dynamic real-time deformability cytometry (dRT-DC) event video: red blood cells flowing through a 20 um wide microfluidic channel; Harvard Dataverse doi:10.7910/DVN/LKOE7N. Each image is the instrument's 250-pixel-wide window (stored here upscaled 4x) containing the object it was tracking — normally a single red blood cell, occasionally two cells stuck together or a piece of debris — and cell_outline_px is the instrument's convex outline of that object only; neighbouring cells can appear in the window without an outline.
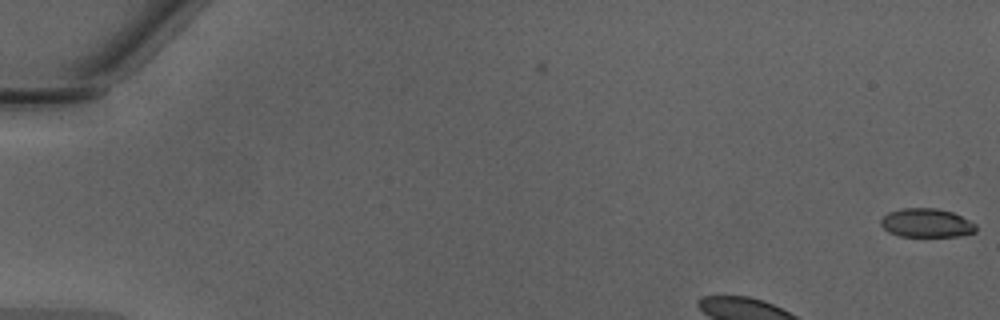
{"species": "Egyptian fruit bat (a non-hibernating species)", "species_latin": "Rousettus aegyptiacus", "temperature_condition": "warm", "stored_images_in_passage": 4, "camera_frame_rate_fps": 3000, "um_per_image_px": 0.085, "animal": {"sex": "male"}, "frame": {"image": 1, "passage_image": 4, "time_ms": 1.0, "image_size_px": [1000, 320], "cell_outline_px": [[976, 232], [960, 236], [900, 236], [888, 232], [880, 224], [880, 220], [888, 212], [900, 208], [936, 208], [952, 212], [976, 224]], "centroid_in_image_um": [78.74, 18.95], "position_along_channel_um": 6.3, "area_um2": 15.95}}